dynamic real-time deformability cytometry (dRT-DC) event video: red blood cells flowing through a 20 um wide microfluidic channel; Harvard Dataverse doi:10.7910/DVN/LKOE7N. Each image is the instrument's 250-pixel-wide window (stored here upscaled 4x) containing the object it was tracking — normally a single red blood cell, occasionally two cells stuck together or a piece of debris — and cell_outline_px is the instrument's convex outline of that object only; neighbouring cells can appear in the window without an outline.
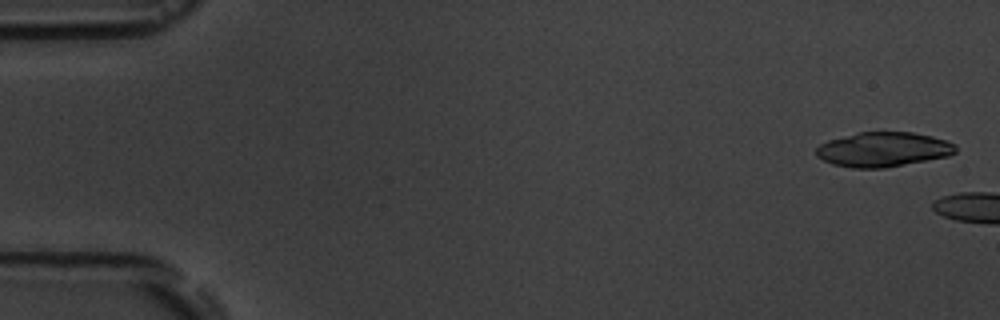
{"species": "common noctule bat (a hibernating species)", "species_latin": "Nyctalus noctula", "temperature_condition": "room temperature", "stored_images_in_passage": 4, "camera_frame_rate_fps": 3000, "um_per_image_px": 0.085, "animal": {"sex": "male", "body_mass_g": 19.5, "forearm_length_mm": 54.6}, "frame": {"image": 1, "passage_image": 1, "time_ms": 0.0, "image_size_px": [1000, 320], "cell_outline_px": [[956, 152], [948, 156], [884, 168], [852, 168], [832, 164], [816, 156], [816, 148], [820, 144], [828, 140], [856, 132], [912, 132], [932, 136], [956, 144]], "centroid_in_image_um": [75.05, 12.7], "position_along_channel_um": 9.9, "area_um2": 28.15}}